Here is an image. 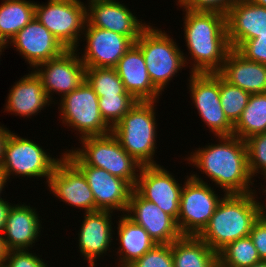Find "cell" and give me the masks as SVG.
<instances>
[{
  "mask_svg": "<svg viewBox=\"0 0 266 267\" xmlns=\"http://www.w3.org/2000/svg\"><path fill=\"white\" fill-rule=\"evenodd\" d=\"M96 1H106V0H88L86 4L89 5L90 3L96 2Z\"/></svg>",
  "mask_w": 266,
  "mask_h": 267,
  "instance_id": "681fc988",
  "label": "cell"
},
{
  "mask_svg": "<svg viewBox=\"0 0 266 267\" xmlns=\"http://www.w3.org/2000/svg\"><path fill=\"white\" fill-rule=\"evenodd\" d=\"M123 85L137 101H159L162 95L153 85L141 49L134 43L115 67Z\"/></svg>",
  "mask_w": 266,
  "mask_h": 267,
  "instance_id": "603a6c76",
  "label": "cell"
},
{
  "mask_svg": "<svg viewBox=\"0 0 266 267\" xmlns=\"http://www.w3.org/2000/svg\"><path fill=\"white\" fill-rule=\"evenodd\" d=\"M85 261L87 262L88 261V267H95L97 265V261L96 260H93V259H85Z\"/></svg>",
  "mask_w": 266,
  "mask_h": 267,
  "instance_id": "7dc6e473",
  "label": "cell"
},
{
  "mask_svg": "<svg viewBox=\"0 0 266 267\" xmlns=\"http://www.w3.org/2000/svg\"><path fill=\"white\" fill-rule=\"evenodd\" d=\"M217 254L218 267H250L262 261L249 236L227 244Z\"/></svg>",
  "mask_w": 266,
  "mask_h": 267,
  "instance_id": "f546056e",
  "label": "cell"
},
{
  "mask_svg": "<svg viewBox=\"0 0 266 267\" xmlns=\"http://www.w3.org/2000/svg\"><path fill=\"white\" fill-rule=\"evenodd\" d=\"M169 172L163 165L142 166L134 189L177 222L183 185Z\"/></svg>",
  "mask_w": 266,
  "mask_h": 267,
  "instance_id": "9a60e30c",
  "label": "cell"
},
{
  "mask_svg": "<svg viewBox=\"0 0 266 267\" xmlns=\"http://www.w3.org/2000/svg\"><path fill=\"white\" fill-rule=\"evenodd\" d=\"M158 101H137L111 128L121 147L141 166L160 165L154 160L157 149L156 104Z\"/></svg>",
  "mask_w": 266,
  "mask_h": 267,
  "instance_id": "277c9868",
  "label": "cell"
},
{
  "mask_svg": "<svg viewBox=\"0 0 266 267\" xmlns=\"http://www.w3.org/2000/svg\"><path fill=\"white\" fill-rule=\"evenodd\" d=\"M127 267H174L171 244H156Z\"/></svg>",
  "mask_w": 266,
  "mask_h": 267,
  "instance_id": "e575fe53",
  "label": "cell"
},
{
  "mask_svg": "<svg viewBox=\"0 0 266 267\" xmlns=\"http://www.w3.org/2000/svg\"><path fill=\"white\" fill-rule=\"evenodd\" d=\"M6 49V46L0 41V57L2 54V52ZM1 61V60H0Z\"/></svg>",
  "mask_w": 266,
  "mask_h": 267,
  "instance_id": "c3c4849f",
  "label": "cell"
},
{
  "mask_svg": "<svg viewBox=\"0 0 266 267\" xmlns=\"http://www.w3.org/2000/svg\"><path fill=\"white\" fill-rule=\"evenodd\" d=\"M13 46L25 62L34 69L38 64L62 54L66 48L34 17L6 45Z\"/></svg>",
  "mask_w": 266,
  "mask_h": 267,
  "instance_id": "e0dca14e",
  "label": "cell"
},
{
  "mask_svg": "<svg viewBox=\"0 0 266 267\" xmlns=\"http://www.w3.org/2000/svg\"><path fill=\"white\" fill-rule=\"evenodd\" d=\"M250 267H266V260H262L259 263H256Z\"/></svg>",
  "mask_w": 266,
  "mask_h": 267,
  "instance_id": "bcb514c9",
  "label": "cell"
},
{
  "mask_svg": "<svg viewBox=\"0 0 266 267\" xmlns=\"http://www.w3.org/2000/svg\"><path fill=\"white\" fill-rule=\"evenodd\" d=\"M116 240L119 241V248H115L117 265L115 267H127L136 259L142 257L153 248L156 243L148 232L140 225L134 223L125 214L118 216Z\"/></svg>",
  "mask_w": 266,
  "mask_h": 267,
  "instance_id": "484cf974",
  "label": "cell"
},
{
  "mask_svg": "<svg viewBox=\"0 0 266 267\" xmlns=\"http://www.w3.org/2000/svg\"><path fill=\"white\" fill-rule=\"evenodd\" d=\"M130 10L118 0L96 1L86 6V19L91 26L130 37L136 42L148 24Z\"/></svg>",
  "mask_w": 266,
  "mask_h": 267,
  "instance_id": "d6986e66",
  "label": "cell"
},
{
  "mask_svg": "<svg viewBox=\"0 0 266 267\" xmlns=\"http://www.w3.org/2000/svg\"><path fill=\"white\" fill-rule=\"evenodd\" d=\"M187 54H183L190 73H217L231 50L226 15L219 12L182 10ZM186 56V57H185ZM190 59V60H189ZM192 60V61H191Z\"/></svg>",
  "mask_w": 266,
  "mask_h": 267,
  "instance_id": "7a4b0ae2",
  "label": "cell"
},
{
  "mask_svg": "<svg viewBox=\"0 0 266 267\" xmlns=\"http://www.w3.org/2000/svg\"><path fill=\"white\" fill-rule=\"evenodd\" d=\"M217 144L195 148L185 161L207 175L210 181L225 194H246L252 189L254 178L248 168L245 140L230 136H218Z\"/></svg>",
  "mask_w": 266,
  "mask_h": 267,
  "instance_id": "6da1fadb",
  "label": "cell"
},
{
  "mask_svg": "<svg viewBox=\"0 0 266 267\" xmlns=\"http://www.w3.org/2000/svg\"><path fill=\"white\" fill-rule=\"evenodd\" d=\"M174 267H218V254L198 236H181L172 242Z\"/></svg>",
  "mask_w": 266,
  "mask_h": 267,
  "instance_id": "4316f807",
  "label": "cell"
},
{
  "mask_svg": "<svg viewBox=\"0 0 266 267\" xmlns=\"http://www.w3.org/2000/svg\"><path fill=\"white\" fill-rule=\"evenodd\" d=\"M265 182H266V180H265ZM263 185L261 184V190L263 189V193H265L266 194V188H264V187H262ZM261 216L264 218V219H266V203H265V205H264V203L262 204L261 203Z\"/></svg>",
  "mask_w": 266,
  "mask_h": 267,
  "instance_id": "ee69618b",
  "label": "cell"
},
{
  "mask_svg": "<svg viewBox=\"0 0 266 267\" xmlns=\"http://www.w3.org/2000/svg\"><path fill=\"white\" fill-rule=\"evenodd\" d=\"M10 132L11 130L4 127V125L3 126L2 124L0 125V167L2 165L3 158H4V146H5L6 140Z\"/></svg>",
  "mask_w": 266,
  "mask_h": 267,
  "instance_id": "60d3db41",
  "label": "cell"
},
{
  "mask_svg": "<svg viewBox=\"0 0 266 267\" xmlns=\"http://www.w3.org/2000/svg\"><path fill=\"white\" fill-rule=\"evenodd\" d=\"M63 156L64 152L60 158H54L33 140L10 132L4 146V158L0 168L7 180L11 175L30 179L45 177L47 184L56 164Z\"/></svg>",
  "mask_w": 266,
  "mask_h": 267,
  "instance_id": "ba28073f",
  "label": "cell"
},
{
  "mask_svg": "<svg viewBox=\"0 0 266 267\" xmlns=\"http://www.w3.org/2000/svg\"><path fill=\"white\" fill-rule=\"evenodd\" d=\"M228 41L237 49L244 41L266 34V7L237 0L226 14Z\"/></svg>",
  "mask_w": 266,
  "mask_h": 267,
  "instance_id": "44dd1931",
  "label": "cell"
},
{
  "mask_svg": "<svg viewBox=\"0 0 266 267\" xmlns=\"http://www.w3.org/2000/svg\"><path fill=\"white\" fill-rule=\"evenodd\" d=\"M8 249L5 245L3 236L0 234V267L4 265L7 257Z\"/></svg>",
  "mask_w": 266,
  "mask_h": 267,
  "instance_id": "b9f144b4",
  "label": "cell"
},
{
  "mask_svg": "<svg viewBox=\"0 0 266 267\" xmlns=\"http://www.w3.org/2000/svg\"><path fill=\"white\" fill-rule=\"evenodd\" d=\"M250 2L266 7V0H249Z\"/></svg>",
  "mask_w": 266,
  "mask_h": 267,
  "instance_id": "f6af8a7d",
  "label": "cell"
},
{
  "mask_svg": "<svg viewBox=\"0 0 266 267\" xmlns=\"http://www.w3.org/2000/svg\"><path fill=\"white\" fill-rule=\"evenodd\" d=\"M125 215L142 226L156 244H171L182 236L176 221L135 189L131 192Z\"/></svg>",
  "mask_w": 266,
  "mask_h": 267,
  "instance_id": "ac0fdd59",
  "label": "cell"
},
{
  "mask_svg": "<svg viewBox=\"0 0 266 267\" xmlns=\"http://www.w3.org/2000/svg\"><path fill=\"white\" fill-rule=\"evenodd\" d=\"M112 211L97 210L93 212H84L81 227L78 231V251L81 257L85 259L99 260L104 257L113 244V216ZM113 225V226H112ZM105 254V255H103Z\"/></svg>",
  "mask_w": 266,
  "mask_h": 267,
  "instance_id": "ffe728a7",
  "label": "cell"
},
{
  "mask_svg": "<svg viewBox=\"0 0 266 267\" xmlns=\"http://www.w3.org/2000/svg\"><path fill=\"white\" fill-rule=\"evenodd\" d=\"M256 194H221L214 214L198 237L216 253L227 244L248 237L261 216L260 197Z\"/></svg>",
  "mask_w": 266,
  "mask_h": 267,
  "instance_id": "3957f363",
  "label": "cell"
},
{
  "mask_svg": "<svg viewBox=\"0 0 266 267\" xmlns=\"http://www.w3.org/2000/svg\"><path fill=\"white\" fill-rule=\"evenodd\" d=\"M132 95L99 97V110L104 121L112 128L136 104Z\"/></svg>",
  "mask_w": 266,
  "mask_h": 267,
  "instance_id": "d6a6232c",
  "label": "cell"
},
{
  "mask_svg": "<svg viewBox=\"0 0 266 267\" xmlns=\"http://www.w3.org/2000/svg\"><path fill=\"white\" fill-rule=\"evenodd\" d=\"M33 71L41 79L43 88L49 98L53 94L64 95L75 90L86 79V66L82 63L77 49H66L59 56L38 64Z\"/></svg>",
  "mask_w": 266,
  "mask_h": 267,
  "instance_id": "4fadbf2b",
  "label": "cell"
},
{
  "mask_svg": "<svg viewBox=\"0 0 266 267\" xmlns=\"http://www.w3.org/2000/svg\"><path fill=\"white\" fill-rule=\"evenodd\" d=\"M248 157V168L251 177L258 174L266 179V132L252 135L245 140ZM261 172V173H260ZM256 174V175H255Z\"/></svg>",
  "mask_w": 266,
  "mask_h": 267,
  "instance_id": "836d02e7",
  "label": "cell"
},
{
  "mask_svg": "<svg viewBox=\"0 0 266 267\" xmlns=\"http://www.w3.org/2000/svg\"><path fill=\"white\" fill-rule=\"evenodd\" d=\"M236 51L249 61L266 65V34L244 41Z\"/></svg>",
  "mask_w": 266,
  "mask_h": 267,
  "instance_id": "8d00e7d4",
  "label": "cell"
},
{
  "mask_svg": "<svg viewBox=\"0 0 266 267\" xmlns=\"http://www.w3.org/2000/svg\"><path fill=\"white\" fill-rule=\"evenodd\" d=\"M236 1L237 0H176V5L190 11L219 12L226 15Z\"/></svg>",
  "mask_w": 266,
  "mask_h": 267,
  "instance_id": "d590c367",
  "label": "cell"
},
{
  "mask_svg": "<svg viewBox=\"0 0 266 267\" xmlns=\"http://www.w3.org/2000/svg\"><path fill=\"white\" fill-rule=\"evenodd\" d=\"M47 185L50 194L68 206L85 213L95 211V200L86 177L65 155L56 164Z\"/></svg>",
  "mask_w": 266,
  "mask_h": 267,
  "instance_id": "2e32d148",
  "label": "cell"
},
{
  "mask_svg": "<svg viewBox=\"0 0 266 267\" xmlns=\"http://www.w3.org/2000/svg\"><path fill=\"white\" fill-rule=\"evenodd\" d=\"M148 24L135 44L141 49L154 87L162 94L173 77L186 68L184 53L172 36Z\"/></svg>",
  "mask_w": 266,
  "mask_h": 267,
  "instance_id": "5b68a950",
  "label": "cell"
},
{
  "mask_svg": "<svg viewBox=\"0 0 266 267\" xmlns=\"http://www.w3.org/2000/svg\"><path fill=\"white\" fill-rule=\"evenodd\" d=\"M29 250H11L8 251L4 267H48L47 263Z\"/></svg>",
  "mask_w": 266,
  "mask_h": 267,
  "instance_id": "74e56055",
  "label": "cell"
},
{
  "mask_svg": "<svg viewBox=\"0 0 266 267\" xmlns=\"http://www.w3.org/2000/svg\"><path fill=\"white\" fill-rule=\"evenodd\" d=\"M82 36L86 42L79 58L86 67L115 68L120 58L135 43L130 37L91 26L87 21ZM81 54V56H80Z\"/></svg>",
  "mask_w": 266,
  "mask_h": 267,
  "instance_id": "5bb4252c",
  "label": "cell"
},
{
  "mask_svg": "<svg viewBox=\"0 0 266 267\" xmlns=\"http://www.w3.org/2000/svg\"><path fill=\"white\" fill-rule=\"evenodd\" d=\"M64 155L83 173L95 200V211L126 213L132 190L126 180L111 175L102 168L87 166L71 149Z\"/></svg>",
  "mask_w": 266,
  "mask_h": 267,
  "instance_id": "7c38bea8",
  "label": "cell"
},
{
  "mask_svg": "<svg viewBox=\"0 0 266 267\" xmlns=\"http://www.w3.org/2000/svg\"><path fill=\"white\" fill-rule=\"evenodd\" d=\"M250 93L229 84L220 76V102L227 119L234 125L247 106Z\"/></svg>",
  "mask_w": 266,
  "mask_h": 267,
  "instance_id": "1f68e13d",
  "label": "cell"
},
{
  "mask_svg": "<svg viewBox=\"0 0 266 267\" xmlns=\"http://www.w3.org/2000/svg\"><path fill=\"white\" fill-rule=\"evenodd\" d=\"M50 104L53 103L49 100L41 79L31 70L12 85L6 98L4 112L31 118Z\"/></svg>",
  "mask_w": 266,
  "mask_h": 267,
  "instance_id": "cb8c5ba5",
  "label": "cell"
},
{
  "mask_svg": "<svg viewBox=\"0 0 266 267\" xmlns=\"http://www.w3.org/2000/svg\"><path fill=\"white\" fill-rule=\"evenodd\" d=\"M249 237L258 251L261 260H266V219L262 216L254 223Z\"/></svg>",
  "mask_w": 266,
  "mask_h": 267,
  "instance_id": "f35d334b",
  "label": "cell"
},
{
  "mask_svg": "<svg viewBox=\"0 0 266 267\" xmlns=\"http://www.w3.org/2000/svg\"><path fill=\"white\" fill-rule=\"evenodd\" d=\"M59 100V118L63 126L71 127L79 138L106 135L111 127L99 110V97L85 79L75 90Z\"/></svg>",
  "mask_w": 266,
  "mask_h": 267,
  "instance_id": "52a82bcc",
  "label": "cell"
},
{
  "mask_svg": "<svg viewBox=\"0 0 266 267\" xmlns=\"http://www.w3.org/2000/svg\"><path fill=\"white\" fill-rule=\"evenodd\" d=\"M86 6L81 0L36 2L35 17L66 49H78L87 21Z\"/></svg>",
  "mask_w": 266,
  "mask_h": 267,
  "instance_id": "30bf717a",
  "label": "cell"
},
{
  "mask_svg": "<svg viewBox=\"0 0 266 267\" xmlns=\"http://www.w3.org/2000/svg\"><path fill=\"white\" fill-rule=\"evenodd\" d=\"M11 204L10 202L6 201L5 198L0 199V234L2 235L5 227V222L8 217L9 211L11 209Z\"/></svg>",
  "mask_w": 266,
  "mask_h": 267,
  "instance_id": "ab89813d",
  "label": "cell"
},
{
  "mask_svg": "<svg viewBox=\"0 0 266 267\" xmlns=\"http://www.w3.org/2000/svg\"><path fill=\"white\" fill-rule=\"evenodd\" d=\"M266 132V93L251 94L247 106L233 125V135L246 140Z\"/></svg>",
  "mask_w": 266,
  "mask_h": 267,
  "instance_id": "f1b7e54d",
  "label": "cell"
},
{
  "mask_svg": "<svg viewBox=\"0 0 266 267\" xmlns=\"http://www.w3.org/2000/svg\"><path fill=\"white\" fill-rule=\"evenodd\" d=\"M28 205L20 202L11 206L2 233L8 251L30 250L42 236V221L37 208Z\"/></svg>",
  "mask_w": 266,
  "mask_h": 267,
  "instance_id": "7402d4cb",
  "label": "cell"
},
{
  "mask_svg": "<svg viewBox=\"0 0 266 267\" xmlns=\"http://www.w3.org/2000/svg\"><path fill=\"white\" fill-rule=\"evenodd\" d=\"M86 80L98 97L104 95H131L126 91L115 68L86 67Z\"/></svg>",
  "mask_w": 266,
  "mask_h": 267,
  "instance_id": "4dcf8cb0",
  "label": "cell"
},
{
  "mask_svg": "<svg viewBox=\"0 0 266 267\" xmlns=\"http://www.w3.org/2000/svg\"><path fill=\"white\" fill-rule=\"evenodd\" d=\"M36 2L2 0L0 5V41L6 46L35 17Z\"/></svg>",
  "mask_w": 266,
  "mask_h": 267,
  "instance_id": "83f0119b",
  "label": "cell"
},
{
  "mask_svg": "<svg viewBox=\"0 0 266 267\" xmlns=\"http://www.w3.org/2000/svg\"><path fill=\"white\" fill-rule=\"evenodd\" d=\"M8 180L6 178V175L2 172L1 168H0V199L2 198V191H4L3 189H5V185L8 184L7 183Z\"/></svg>",
  "mask_w": 266,
  "mask_h": 267,
  "instance_id": "7bdbcfd3",
  "label": "cell"
},
{
  "mask_svg": "<svg viewBox=\"0 0 266 267\" xmlns=\"http://www.w3.org/2000/svg\"><path fill=\"white\" fill-rule=\"evenodd\" d=\"M217 73L250 94L266 93V65L245 59L235 49L228 52Z\"/></svg>",
  "mask_w": 266,
  "mask_h": 267,
  "instance_id": "d4e9b609",
  "label": "cell"
},
{
  "mask_svg": "<svg viewBox=\"0 0 266 267\" xmlns=\"http://www.w3.org/2000/svg\"><path fill=\"white\" fill-rule=\"evenodd\" d=\"M80 147L72 151L87 165L106 170L111 175L126 180L135 188L142 167L120 145L110 132L106 135L89 136L78 140ZM74 148V149H73Z\"/></svg>",
  "mask_w": 266,
  "mask_h": 267,
  "instance_id": "8992f818",
  "label": "cell"
},
{
  "mask_svg": "<svg viewBox=\"0 0 266 267\" xmlns=\"http://www.w3.org/2000/svg\"><path fill=\"white\" fill-rule=\"evenodd\" d=\"M189 95L200 119L217 138L233 135V124L227 119L220 102L218 73H189Z\"/></svg>",
  "mask_w": 266,
  "mask_h": 267,
  "instance_id": "8fae6325",
  "label": "cell"
},
{
  "mask_svg": "<svg viewBox=\"0 0 266 267\" xmlns=\"http://www.w3.org/2000/svg\"><path fill=\"white\" fill-rule=\"evenodd\" d=\"M197 174L190 172L181 190L176 224L182 236H198L209 223L222 199L210 183L208 184Z\"/></svg>",
  "mask_w": 266,
  "mask_h": 267,
  "instance_id": "9c48e42d",
  "label": "cell"
}]
</instances>
